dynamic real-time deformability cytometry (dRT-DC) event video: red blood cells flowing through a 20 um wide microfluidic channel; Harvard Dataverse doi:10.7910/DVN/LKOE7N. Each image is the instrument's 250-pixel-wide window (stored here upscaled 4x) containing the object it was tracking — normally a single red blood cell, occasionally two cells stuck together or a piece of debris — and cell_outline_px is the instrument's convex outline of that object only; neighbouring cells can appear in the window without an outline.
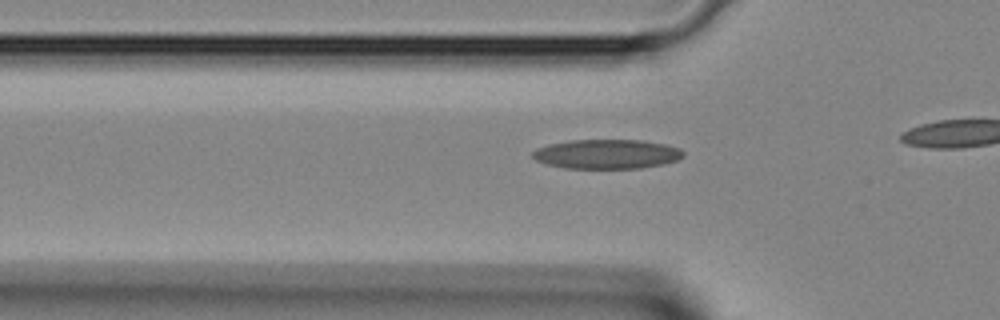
{"species": "Egyptian fruit bat (a non-hibernating species)", "species_latin": "Rousettus aegyptiacus", "temperature_condition": "room temperature", "stored_images_in_passage": 14, "camera_frame_rate_fps": 3000, "um_per_image_px": 0.085, "animal": {"sex": "female"}, "frame": {"image": 1, "passage_image": 10, "time_ms": 3.0, "image_size_px": [1000, 320], "cell_outline_px": [[684, 156], [676, 160], [664, 164], [640, 168], [564, 168], [548, 164], [536, 160], [532, 156], [532, 152], [536, 148], [548, 144], [572, 140], [644, 140], [664, 144], [680, 148], [684, 152]], "centroid_in_image_um": [51.59, 13.09], "position_along_channel_um": 74.2, "area_um2": 25.84}}